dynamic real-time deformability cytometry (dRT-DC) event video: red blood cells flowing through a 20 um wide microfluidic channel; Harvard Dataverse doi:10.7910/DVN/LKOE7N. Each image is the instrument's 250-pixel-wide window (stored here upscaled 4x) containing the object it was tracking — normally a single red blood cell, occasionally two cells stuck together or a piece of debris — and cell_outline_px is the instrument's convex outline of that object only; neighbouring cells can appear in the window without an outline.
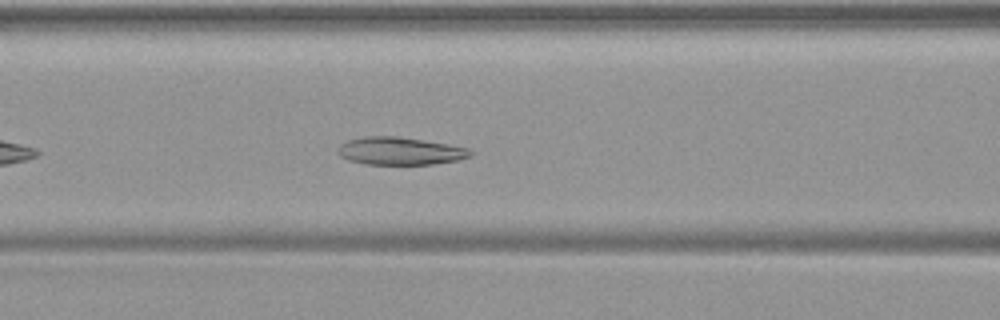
{"species": "common noctule bat (a hibernating species)", "species_latin": "Nyctalus noctula", "temperature_condition": "warm", "stored_images_in_passage": 27, "camera_frame_rate_fps": 3000, "um_per_image_px": 0.085, "animal": {"sex": "female", "body_mass_g": 19.9}, "frame": {"image": 1, "passage_image": 9, "time_ms": 2.667, "image_size_px": [1000, 320], "cell_outline_px": [[476, 152], [472, 156], [460, 160], [432, 164], [364, 164], [348, 160], [340, 156], [336, 152], [340, 144], [348, 140], [364, 136], [396, 136], [448, 144], [468, 148]], "centroid_in_image_um": [34.02, 12.84], "position_along_channel_um": 132.6, "area_um2": 21.56}}
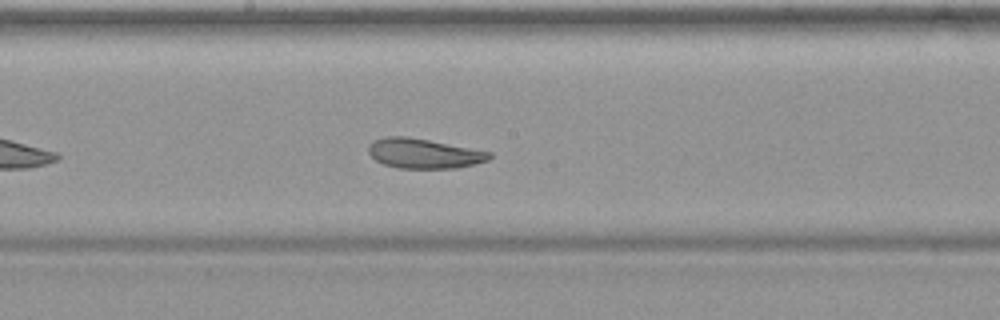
{"frame": {"image": 2, "passage_image": 15, "time_ms": 4.667, "image_size_px": [1000, 320], "cell_outline_px": [[492, 156], [488, 160], [456, 168], [396, 168], [384, 164], [376, 160], [368, 152], [368, 144], [372, 140], [384, 136], [408, 136], [492, 152]], "centroid_in_image_um": [35.98, 13.03], "position_along_channel_um": 212.2, "area_um2": 21.04}}
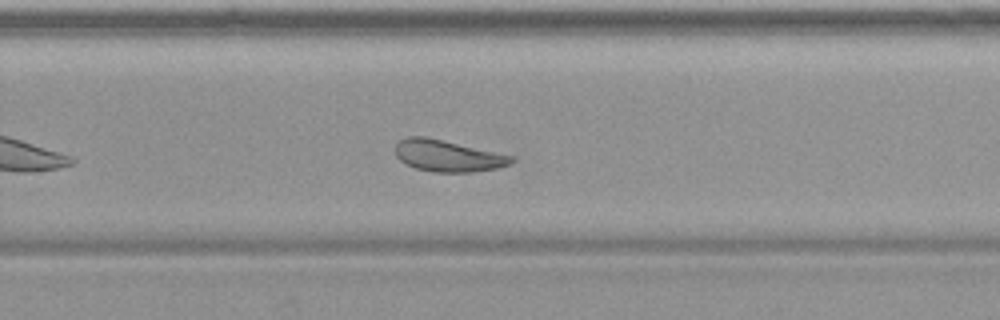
{"frame": {"image": 3, "passage_image": 21, "time_ms": 6.667, "image_size_px": [1000, 320], "cell_outline_px": [[516, 160], [508, 164], [496, 168], [472, 172], [432, 172], [416, 168], [404, 164], [396, 156], [396, 144], [400, 140], [408, 136], [424, 136], [516, 156]], "centroid_in_image_um": [38.06, 13.25], "position_along_channel_um": 291.7, "area_um2": 21.39}}